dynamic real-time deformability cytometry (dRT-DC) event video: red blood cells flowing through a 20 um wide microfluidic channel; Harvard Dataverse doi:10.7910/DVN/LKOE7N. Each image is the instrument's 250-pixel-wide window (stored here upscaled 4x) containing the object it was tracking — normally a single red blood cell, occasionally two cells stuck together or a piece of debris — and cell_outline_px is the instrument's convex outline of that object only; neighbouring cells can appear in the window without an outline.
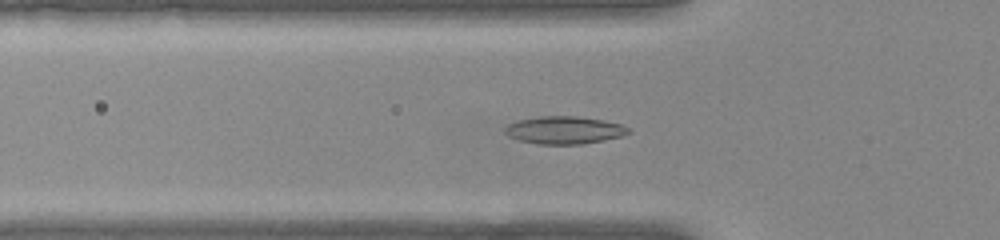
{"species": "common noctule bat (a hibernating species)", "species_latin": "Nyctalus noctula", "temperature_condition": "warm", "stored_images_in_passage": 51, "camera_frame_rate_fps": 3000, "um_per_image_px": 0.085, "animal": {"sex": "female", "body_mass_g": 22.0, "forearm_length_mm": 56.7}, "frame": {"image": 1, "passage_image": 16, "time_ms": 5.0, "image_size_px": [1000, 240], "cell_outline_px": [[632, 132], [620, 136], [604, 140], [580, 144], [536, 144], [520, 140], [508, 136], [504, 132], [504, 128], [508, 124], [516, 120], [540, 116], [580, 116], [604, 120], [620, 124], [632, 128]], "centroid_in_image_um": [47.97, 11.05], "position_along_channel_um": 77.8, "area_um2": 20.06}}
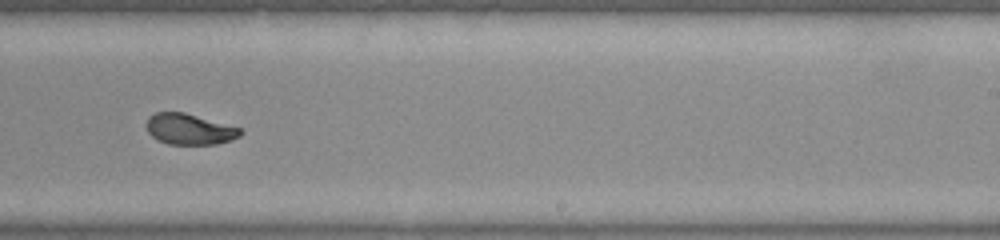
{"frame": {"image": 2, "passage_image": 31, "time_ms": 10.0, "image_size_px": [1000, 240], "cell_outline_px": [[244, 132], [240, 136], [232, 140], [216, 144], [168, 144], [152, 136], [148, 132], [144, 124], [148, 116], [156, 112], [184, 112], [240, 128]], "centroid_in_image_um": [16.08, 10.97], "position_along_channel_um": 272.9, "area_um2": 16.94}}
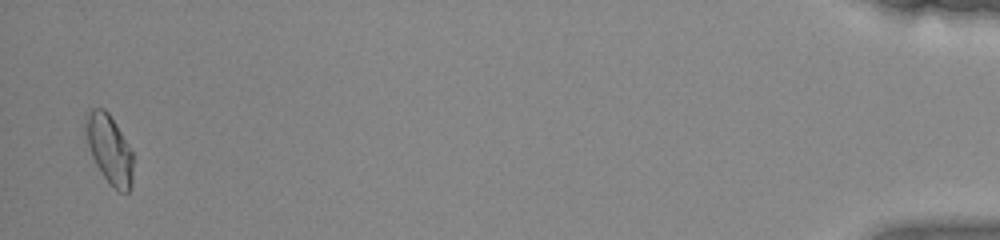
{"frame": {"image": 3, "passage_image": 50, "time_ms": 16.333, "image_size_px": [1000, 240], "cell_outline_px": [[132, 184], [128, 192], [120, 192], [104, 176], [96, 164], [92, 156], [88, 144], [84, 120], [88, 112], [92, 108], [104, 108], [108, 112], [116, 124], [132, 152]], "centroid_in_image_um": [9.29, 12.65], "position_along_channel_um": 425.9, "area_um2": 18.55}, "authors_computed_cell_mechanics": {"area_um2": 18.1492, "velocity_mm_per_s": 3.8966, "shape_relaxation_time_tau1_ms": 5.8231, "shape_relaxation_time_tau2_ms": 1.4424, "deformation_change_tau1": 0.1619, "deformation_change_tau2": 0.045}}